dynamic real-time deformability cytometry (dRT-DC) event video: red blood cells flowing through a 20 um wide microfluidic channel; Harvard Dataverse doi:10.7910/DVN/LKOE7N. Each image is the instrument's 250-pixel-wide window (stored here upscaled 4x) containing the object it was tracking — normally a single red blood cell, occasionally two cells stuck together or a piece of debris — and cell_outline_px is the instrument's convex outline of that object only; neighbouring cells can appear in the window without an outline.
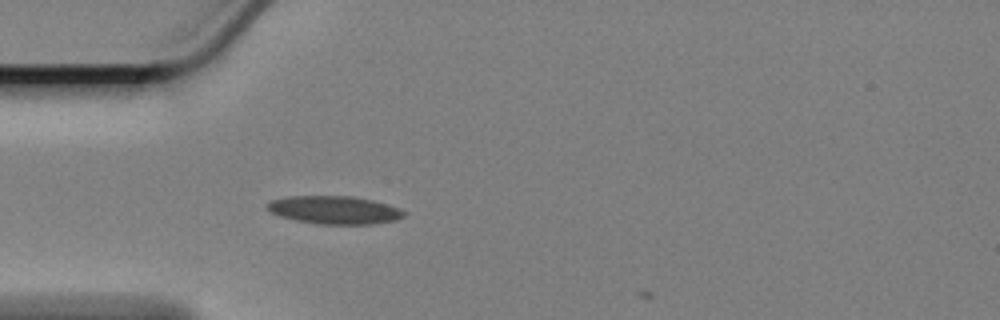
{"species": "Egyptian fruit bat (a non-hibernating species)", "species_latin": "Rousettus aegyptiacus", "temperature_condition": "cold", "stored_images_in_passage": 2, "camera_frame_rate_fps": 3000, "um_per_image_px": 0.085, "animal": {"sex": "female"}, "frame": {"image": 1, "passage_image": 1, "time_ms": 0.0, "image_size_px": [1000, 320], "cell_outline_px": [[404, 216], [396, 220], [372, 224], [320, 224], [296, 220], [280, 216], [272, 212], [268, 208], [268, 204], [272, 200], [288, 196], [352, 196], [372, 200], [388, 204], [400, 208], [404, 212]], "centroid_in_image_um": [28.46, 17.84], "position_along_channel_um": 56.5, "area_um2": 22.14}}